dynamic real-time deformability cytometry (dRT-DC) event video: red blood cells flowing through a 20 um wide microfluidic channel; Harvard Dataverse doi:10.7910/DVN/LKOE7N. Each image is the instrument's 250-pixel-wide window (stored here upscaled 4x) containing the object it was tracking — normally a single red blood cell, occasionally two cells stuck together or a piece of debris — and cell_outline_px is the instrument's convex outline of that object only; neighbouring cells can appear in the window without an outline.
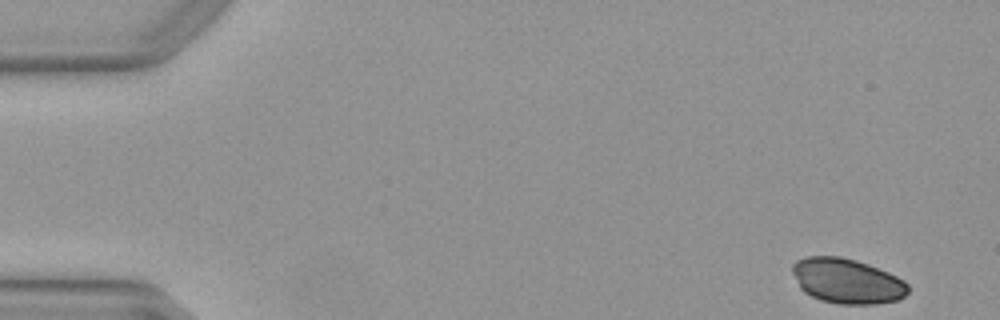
{"species": "Egyptian fruit bat (a non-hibernating species)", "species_latin": "Rousettus aegyptiacus", "temperature_condition": "warm", "stored_images_in_passage": 49, "camera_frame_rate_fps": 3000, "um_per_image_px": 0.085, "animal": {"sex": "female"}, "frame": {"image": 1, "passage_image": 1, "time_ms": 0.0, "image_size_px": [1000, 320], "cell_outline_px": [[908, 292], [900, 300], [872, 304], [840, 304], [820, 300], [804, 292], [800, 288], [792, 272], [792, 264], [796, 260], [804, 256], [840, 256], [856, 260], [868, 264], [888, 272], [904, 280], [908, 284]], "centroid_in_image_um": [71.99, 23.88], "position_along_channel_um": 13.0, "area_um2": 30.52}}
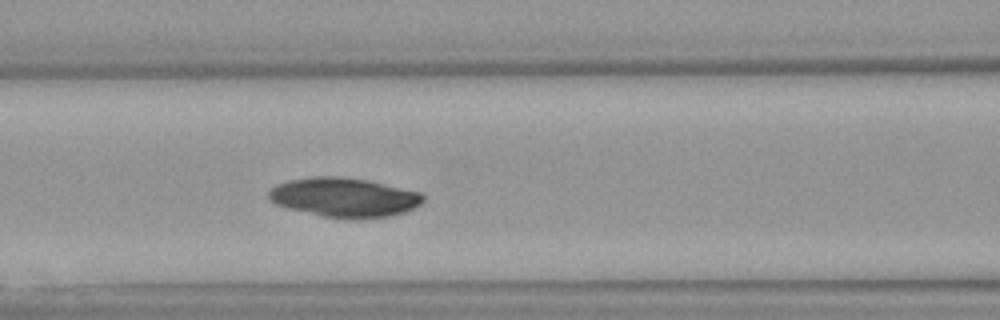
{"frame": {"image": 2, "passage_image": 20, "time_ms": 6.333, "image_size_px": [1000, 320], "cell_outline_px": [[424, 200], [416, 208], [404, 212], [388, 216], [352, 220], [324, 216], [288, 208], [276, 204], [268, 200], [268, 192], [276, 184], [288, 180], [312, 176], [336, 176], [364, 180], [424, 192]], "centroid_in_image_um": [29.26, 16.78], "position_along_channel_um": 137.3, "area_um2": 35.55}}
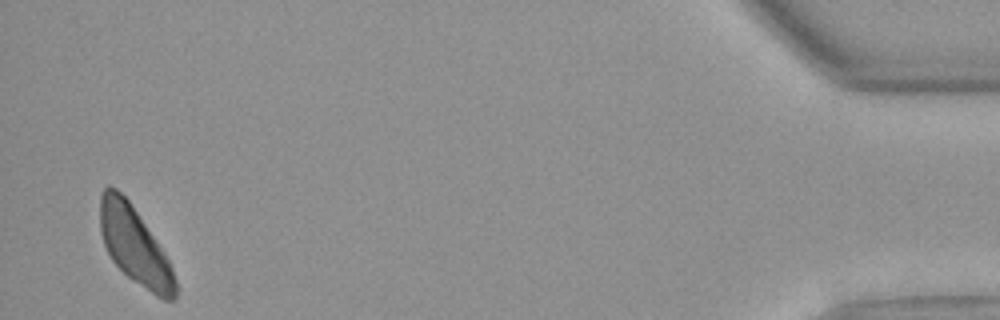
{"frame": {"image": 3, "passage_image": 48, "time_ms": 15.667, "image_size_px": [1000, 320], "cell_outline_px": [[176, 300], [164, 300], [156, 296], [132, 280], [112, 260], [104, 244], [100, 232], [100, 192], [108, 184], [116, 188], [132, 204], [164, 252], [172, 268], [176, 280]], "centroid_in_image_um": [11.44, 20.86], "position_along_channel_um": 423.8, "area_um2": 33.7}}